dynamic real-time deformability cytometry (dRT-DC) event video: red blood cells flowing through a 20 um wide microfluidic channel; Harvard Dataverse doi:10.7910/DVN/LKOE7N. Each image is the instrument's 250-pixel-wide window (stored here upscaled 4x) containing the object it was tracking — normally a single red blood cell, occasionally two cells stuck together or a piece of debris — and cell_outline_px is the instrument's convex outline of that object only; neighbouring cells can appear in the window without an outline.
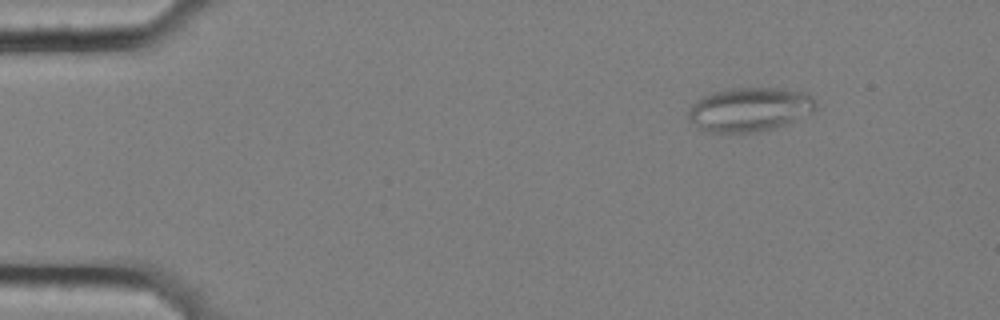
{"species": "common noctule bat (a hibernating species)", "species_latin": "Nyctalus noctula", "temperature_condition": "cold", "stored_images_in_passage": 12, "camera_frame_rate_fps": 3000, "um_per_image_px": 0.085, "animal": {"sex": "female", "body_mass_g": 25.1}, "frame": {"image": 1, "passage_image": 8, "time_ms": 2.333, "image_size_px": [1000, 320], "cell_outline_px": [[816, 108], [812, 112], [784, 124], [760, 132], [704, 132], [688, 120], [688, 108], [692, 104], [704, 96], [728, 88], [780, 88], [804, 92], [812, 96], [816, 104]], "centroid_in_image_um": [63.68, 9.3], "position_along_channel_um": 21.3, "area_um2": 32.54}}